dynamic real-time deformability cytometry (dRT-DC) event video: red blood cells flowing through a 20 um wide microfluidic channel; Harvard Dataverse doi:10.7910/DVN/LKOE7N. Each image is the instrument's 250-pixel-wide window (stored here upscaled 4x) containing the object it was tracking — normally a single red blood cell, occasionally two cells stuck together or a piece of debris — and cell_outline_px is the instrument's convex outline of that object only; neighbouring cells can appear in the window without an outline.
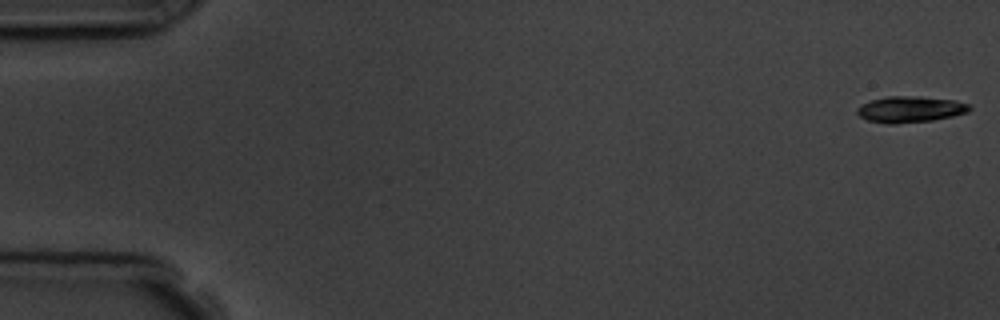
{"species": "common noctule bat (a hibernating species)", "species_latin": "Nyctalus noctula", "temperature_condition": "room temperature", "stored_images_in_passage": 5, "camera_frame_rate_fps": 3000, "um_per_image_px": 0.085, "animal": {"sex": "male", "body_mass_g": 19.5, "forearm_length_mm": 54.6}, "frame": {"image": 1, "passage_image": 1, "time_ms": 0.0, "image_size_px": [1000, 320], "cell_outline_px": [[972, 108], [968, 112], [952, 116], [932, 120], [896, 124], [888, 124], [868, 120], [860, 116], [856, 112], [856, 108], [872, 100], [888, 96], [920, 96], [956, 100], [972, 104]], "centroid_in_image_um": [77.42, 9.28], "position_along_channel_um": 7.6, "area_um2": 17.22}}
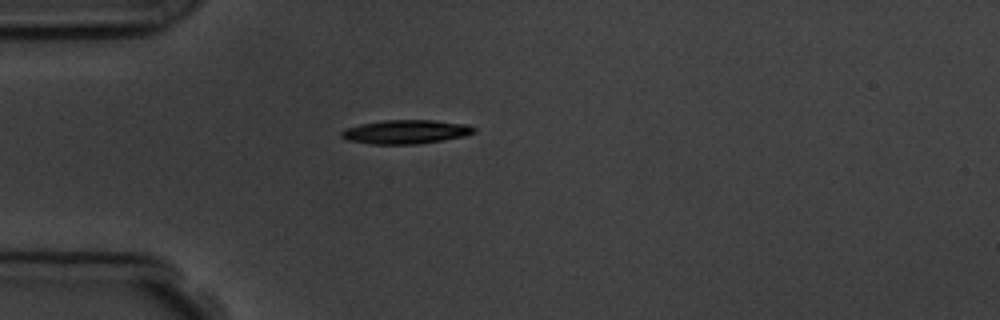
{"frame": {"image": 2, "passage_image": 5, "time_ms": 4.667, "image_size_px": [1000, 320], "cell_outline_px": [[476, 132], [464, 136], [444, 140], [416, 144], [372, 144], [348, 140], [340, 136], [340, 132], [344, 128], [360, 124], [384, 120], [432, 120], [468, 124], [476, 128]], "centroid_in_image_um": [34.5, 11.2], "position_along_channel_um": 50.5, "area_um2": 18.55}}